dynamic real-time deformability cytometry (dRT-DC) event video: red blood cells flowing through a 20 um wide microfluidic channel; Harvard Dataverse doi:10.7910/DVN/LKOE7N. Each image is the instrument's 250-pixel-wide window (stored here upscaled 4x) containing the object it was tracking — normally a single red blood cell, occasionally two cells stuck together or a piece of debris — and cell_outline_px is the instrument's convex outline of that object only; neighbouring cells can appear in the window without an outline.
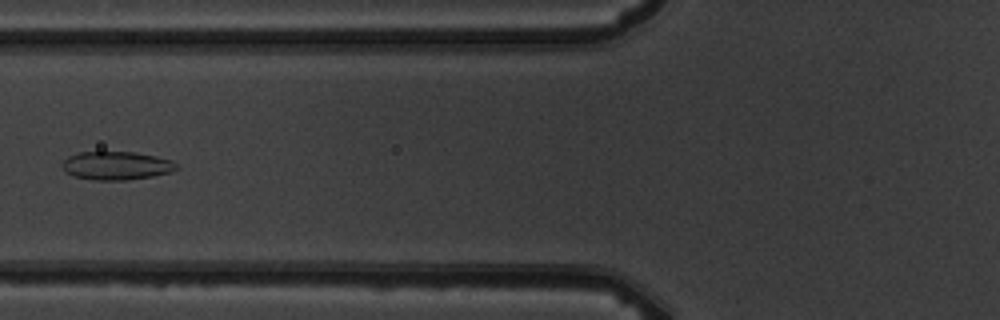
{"species": "common noctule bat (a hibernating species)", "species_latin": "Nyctalus noctula", "temperature_condition": "warm", "stored_images_in_passage": 7, "camera_frame_rate_fps": 3000, "um_per_image_px": 0.085, "animal": {"sex": "male", "body_mass_g": 19.5, "forearm_length_mm": 54.6}, "frame": {"image": 1, "passage_image": 6, "time_ms": 6.0, "image_size_px": [1000, 320], "cell_outline_px": [[180, 168], [172, 172], [152, 176], [128, 180], [92, 180], [72, 176], [64, 168], [64, 160], [68, 156], [76, 152], [136, 152], [156, 156], [172, 160]], "centroid_in_image_um": [9.94, 14.08], "position_along_channel_um": 115.9, "area_um2": 18.96}}
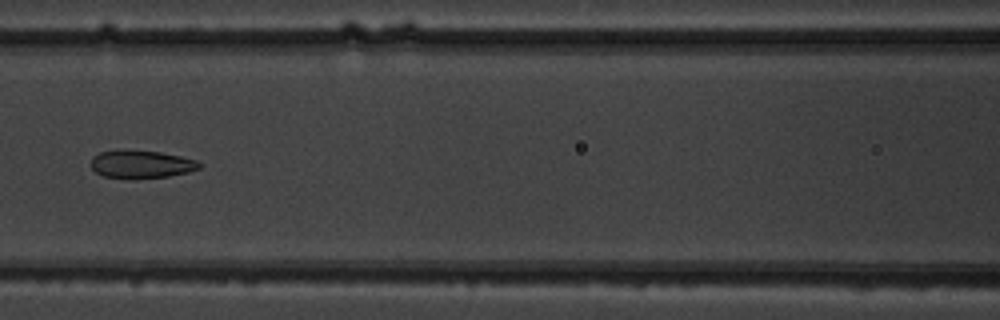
{"frame": {"image": 2, "passage_image": 7, "time_ms": 7.0, "image_size_px": [1000, 320], "cell_outline_px": [[200, 168], [188, 172], [168, 176], [104, 176], [96, 172], [88, 164], [92, 156], [100, 152], [160, 152], [180, 156], [196, 160], [200, 164]], "centroid_in_image_um": [12.01, 13.95], "position_along_channel_um": 154.6, "area_um2": 16.42}}